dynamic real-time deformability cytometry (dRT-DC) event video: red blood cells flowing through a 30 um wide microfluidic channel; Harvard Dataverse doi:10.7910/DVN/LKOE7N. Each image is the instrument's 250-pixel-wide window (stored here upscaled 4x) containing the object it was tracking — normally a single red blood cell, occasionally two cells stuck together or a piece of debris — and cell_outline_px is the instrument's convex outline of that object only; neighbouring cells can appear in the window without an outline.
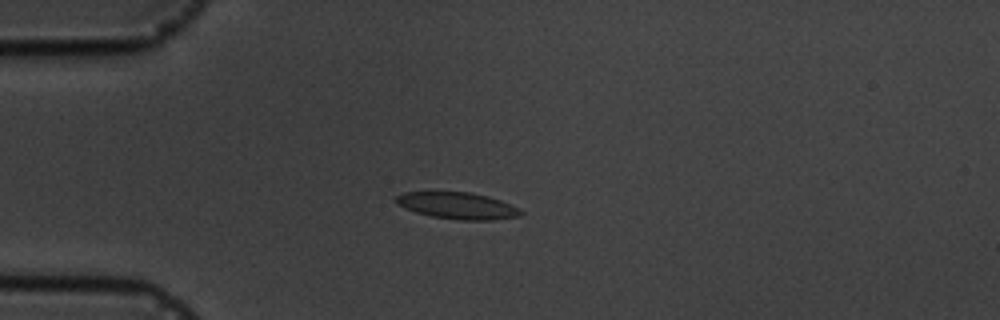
{"species": "common noctule bat (a hibernating species)", "species_latin": "Nyctalus noctula", "temperature_condition": "cold", "stored_images_in_passage": 16, "camera_frame_rate_fps": 3000, "um_per_image_px": 0.085, "animal": {"sex": "male", "body_mass_g": 19.5, "forearm_length_mm": 54.6}, "frame": {"image": 1, "passage_image": 4, "time_ms": 4.0, "image_size_px": [1000, 320], "cell_outline_px": [[524, 212], [520, 216], [492, 220], [460, 220], [432, 216], [416, 212], [396, 204], [392, 200], [396, 196], [404, 192], [468, 192], [488, 196], [500, 200], [520, 208]], "centroid_in_image_um": [38.89, 17.48], "position_along_channel_um": 46.1, "area_um2": 19.42}}
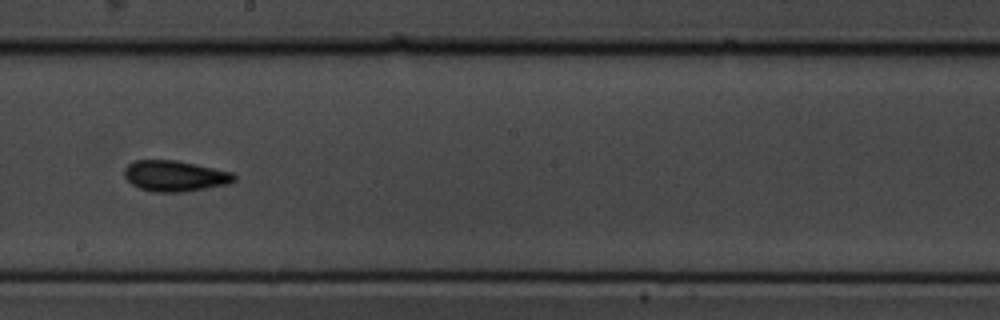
{"frame": {"image": 2, "passage_image": 9, "time_ms": 9.667, "image_size_px": [1000, 320], "cell_outline_px": [[236, 180], [228, 184], [184, 192], [152, 192], [140, 188], [132, 184], [124, 176], [124, 168], [128, 164], [136, 160], [176, 160], [196, 164], [232, 172], [236, 176]], "centroid_in_image_um": [14.87, 14.96], "position_along_channel_um": 233.3, "area_um2": 19.77}}
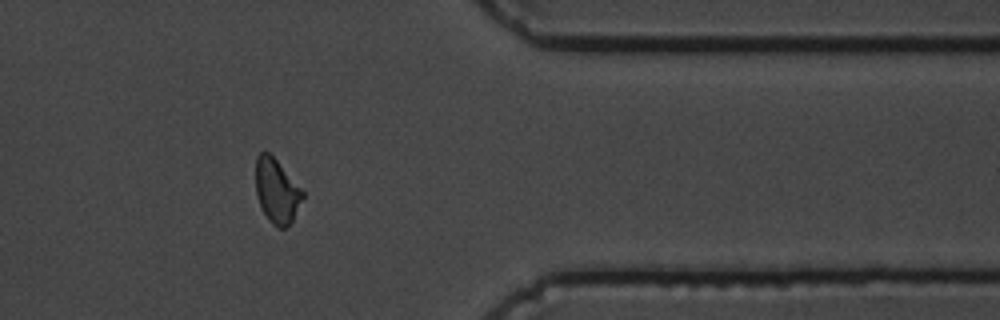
{"frame": {"image": 3, "passage_image": 13, "time_ms": 14.333, "image_size_px": [1000, 320], "cell_outline_px": [[304, 196], [292, 220], [284, 228], [276, 228], [268, 220], [260, 204], [256, 192], [256, 156], [260, 152], [268, 152], [276, 160], [304, 192]], "centroid_in_image_um": [23.51, 16.24], "position_along_channel_um": 387.9, "area_um2": 17.22}, "authors_computed_cell_mechanics": {"area_um2": 18.4093, "velocity_mm_per_s": 3.6412, "shape_relaxation_time_tau1_ms": 2.8197, "shape_relaxation_time_tau2_ms": 1.9811, "deformation_change_tau1": 0.1061, "deformation_change_tau2": 0.0704}}